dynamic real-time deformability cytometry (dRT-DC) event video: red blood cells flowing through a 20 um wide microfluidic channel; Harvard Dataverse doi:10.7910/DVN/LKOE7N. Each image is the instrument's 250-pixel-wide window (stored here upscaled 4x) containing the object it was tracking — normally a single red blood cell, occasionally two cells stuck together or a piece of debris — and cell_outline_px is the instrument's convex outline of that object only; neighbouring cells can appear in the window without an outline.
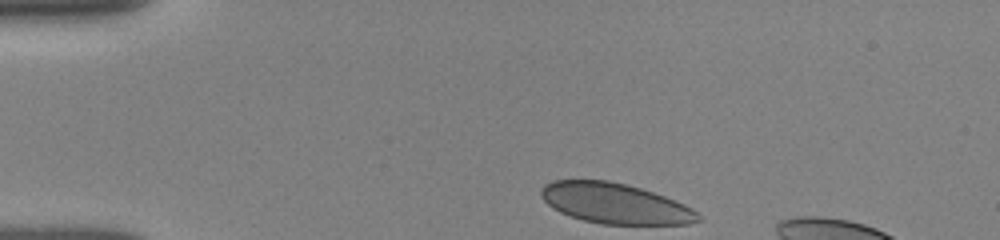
{"species": "human", "species_latin": "Homo sapiens", "temperature_condition": "room temperature", "stored_images_in_passage": 5, "camera_frame_rate_fps": 3000, "um_per_image_px": 0.085, "donor": {"sex": "female"}, "frame": {"image": 1, "passage_image": 1, "time_ms": 0.0, "image_size_px": [1000, 240], "cell_outline_px": [[704, 220], [688, 224], [600, 224], [584, 220], [560, 212], [552, 208], [540, 196], [540, 188], [544, 184], [552, 180], [608, 180], [628, 184], [664, 196], [684, 204], [692, 208]], "centroid_in_image_um": [52.26, 17.28], "position_along_channel_um": 32.7, "area_um2": 37.05}}